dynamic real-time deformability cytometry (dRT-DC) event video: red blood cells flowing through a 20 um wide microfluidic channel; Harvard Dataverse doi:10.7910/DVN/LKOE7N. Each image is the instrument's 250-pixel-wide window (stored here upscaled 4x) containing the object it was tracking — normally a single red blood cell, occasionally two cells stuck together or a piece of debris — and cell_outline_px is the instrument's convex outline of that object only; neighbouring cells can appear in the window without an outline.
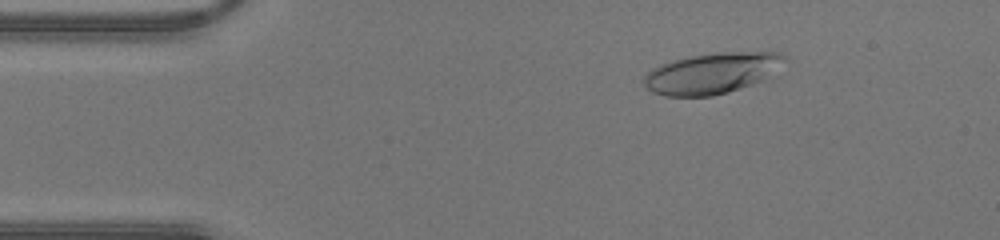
{"species": "human", "species_latin": "Homo sapiens", "temperature_condition": "warm", "stored_images_in_passage": 42, "camera_frame_rate_fps": 3000, "um_per_image_px": 0.085, "donor": {"sex": "male"}, "frame": {"image": 1, "passage_image": 6, "time_ms": 1.667, "image_size_px": [1000, 240], "cell_outline_px": [[788, 60], [764, 80], [728, 92], [712, 96], [664, 96], [652, 92], [644, 84], [644, 76], [652, 68], [660, 64], [672, 60], [688, 56], [720, 52], [780, 52], [788, 56]], "centroid_in_image_um": [60.54, 6.21], "position_along_channel_um": 24.5, "area_um2": 33.7}}
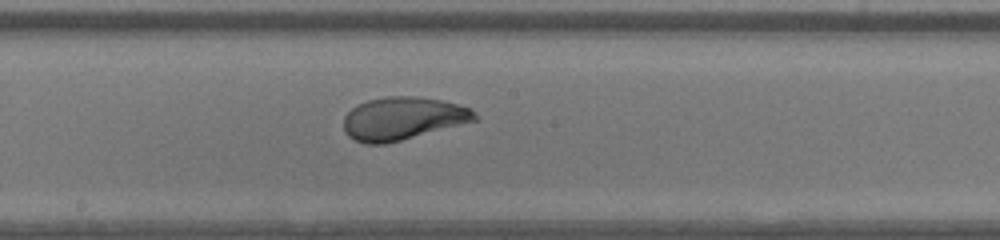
{"frame": {"image": 2, "passage_image": 22, "time_ms": 7.0, "image_size_px": [1000, 240], "cell_outline_px": [[480, 120], [384, 144], [364, 144], [348, 136], [344, 128], [344, 116], [352, 108], [368, 100], [384, 96], [416, 96], [440, 100], [456, 104], [468, 108]], "centroid_in_image_um": [34.22, 10.07], "position_along_channel_um": 214.0, "area_um2": 32.48}}
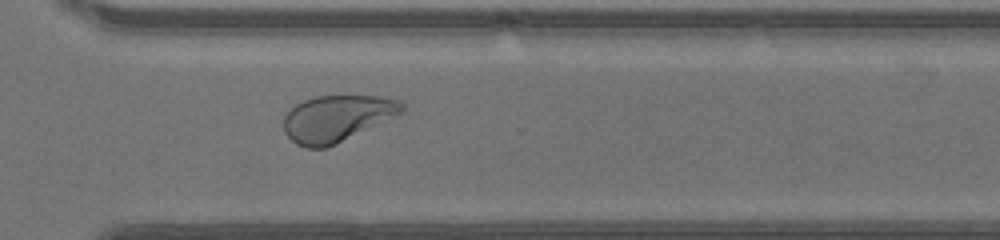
{"frame": {"image": 3, "passage_image": 30, "time_ms": 9.667, "image_size_px": [1000, 240], "cell_outline_px": [[404, 108], [400, 112], [336, 144], [324, 148], [308, 148], [296, 144], [284, 132], [284, 116], [296, 104], [304, 100], [316, 96], [380, 96], [400, 100], [404, 104]], "centroid_in_image_um": [28.58, 10.05], "position_along_channel_um": 342.0, "area_um2": 31.33}}